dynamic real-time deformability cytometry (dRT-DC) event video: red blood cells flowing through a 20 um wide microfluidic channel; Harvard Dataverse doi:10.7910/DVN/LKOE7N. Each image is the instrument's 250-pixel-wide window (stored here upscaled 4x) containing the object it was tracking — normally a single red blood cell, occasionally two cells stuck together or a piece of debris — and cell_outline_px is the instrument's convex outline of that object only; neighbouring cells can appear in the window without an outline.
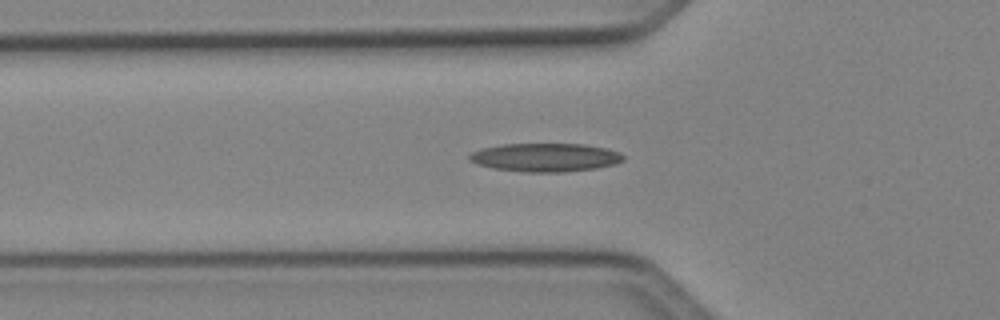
{"species": "Egyptian fruit bat (a non-hibernating species)", "species_latin": "Rousettus aegyptiacus", "temperature_condition": "cold", "stored_images_in_passage": 37, "segment_of_instrument_passage": [1, 2], "camera_frame_rate_fps": 3000, "um_per_image_px": 0.085, "animal": {"sex": "female"}, "frame": {"image": 1, "passage_image": 4, "time_ms": 1.0, "image_size_px": [1000, 320], "cell_outline_px": [[624, 160], [612, 164], [596, 168], [564, 172], [524, 172], [492, 168], [476, 164], [468, 160], [468, 156], [472, 152], [480, 148], [504, 144], [584, 144], [608, 148], [620, 152], [624, 156]], "centroid_in_image_um": [46.33, 13.38], "position_along_channel_um": 79.5, "area_um2": 25.66}}
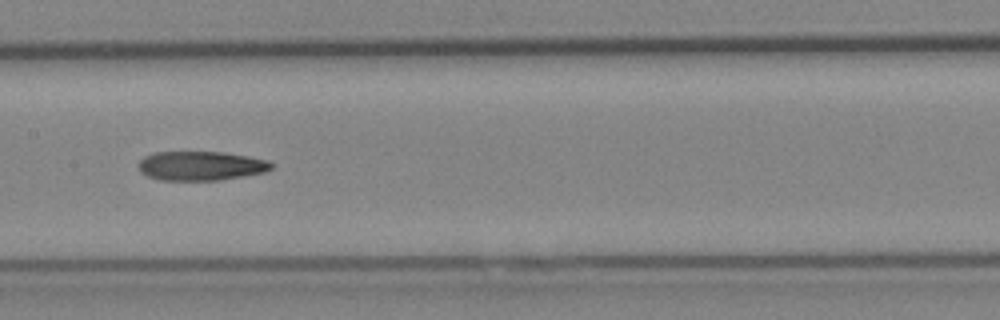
{"frame": {"image": 2, "passage_image": 12, "time_ms": 3.667, "image_size_px": [1000, 320], "cell_outline_px": [[276, 164], [272, 168], [264, 172], [244, 176], [220, 180], [160, 180], [148, 176], [140, 172], [140, 160], [144, 156], [156, 152], [224, 152], [248, 156], [268, 160]], "centroid_in_image_um": [17.11, 14.09], "position_along_channel_um": 190.3, "area_um2": 22.66}}
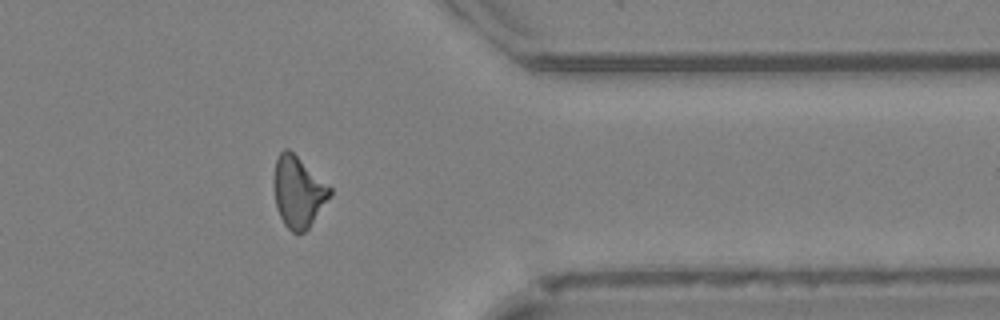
{"frame": {"image": 3, "passage_image": 27, "time_ms": 8.667, "image_size_px": [1000, 320], "cell_outline_px": [[332, 196], [308, 228], [304, 232], [292, 232], [284, 224], [276, 208], [272, 180], [276, 160], [280, 152], [284, 148], [288, 148], [332, 188]], "centroid_in_image_um": [25.34, 16.3], "position_along_channel_um": 386.1, "area_um2": 23.35}}